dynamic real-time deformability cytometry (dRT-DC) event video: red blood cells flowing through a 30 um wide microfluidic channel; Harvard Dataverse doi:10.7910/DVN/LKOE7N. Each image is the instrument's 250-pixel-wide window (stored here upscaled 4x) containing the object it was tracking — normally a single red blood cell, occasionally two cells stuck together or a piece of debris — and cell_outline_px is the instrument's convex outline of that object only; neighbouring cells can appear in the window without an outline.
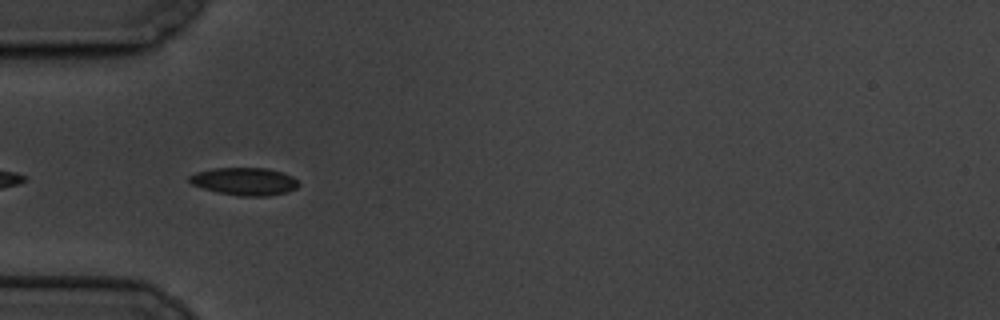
{"species": "common noctule bat (a hibernating species)", "species_latin": "Nyctalus noctula", "temperature_condition": "cold", "stored_images_in_passage": 7, "camera_frame_rate_fps": 3000, "um_per_image_px": 0.085, "animal": {"sex": "male", "body_mass_g": 19.5, "forearm_length_mm": 54.6}, "frame": {"image": 1, "passage_image": 6, "time_ms": 5.667, "image_size_px": [1000, 320], "cell_outline_px": [[300, 184], [296, 188], [288, 192], [268, 196], [240, 196], [220, 192], [204, 188], [192, 184], [188, 180], [188, 176], [196, 172], [212, 168], [268, 168], [284, 172], [292, 176]], "centroid_in_image_um": [20.81, 15.41], "position_along_channel_um": 64.2, "area_um2": 17.63}}
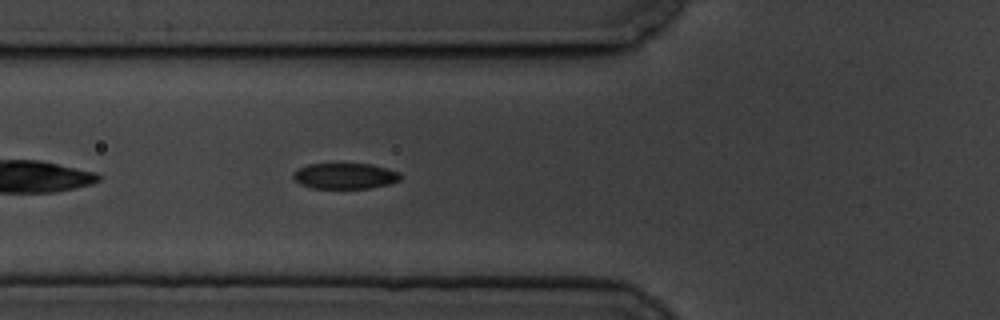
{"frame": {"image": 2, "passage_image": 7, "time_ms": 6.667, "image_size_px": [1000, 320], "cell_outline_px": [[400, 180], [388, 184], [368, 188], [312, 188], [300, 184], [292, 176], [292, 172], [296, 168], [308, 164], [372, 164], [388, 168], [400, 172]], "centroid_in_image_um": [29.3, 14.95], "position_along_channel_um": 96.5, "area_um2": 16.18}}